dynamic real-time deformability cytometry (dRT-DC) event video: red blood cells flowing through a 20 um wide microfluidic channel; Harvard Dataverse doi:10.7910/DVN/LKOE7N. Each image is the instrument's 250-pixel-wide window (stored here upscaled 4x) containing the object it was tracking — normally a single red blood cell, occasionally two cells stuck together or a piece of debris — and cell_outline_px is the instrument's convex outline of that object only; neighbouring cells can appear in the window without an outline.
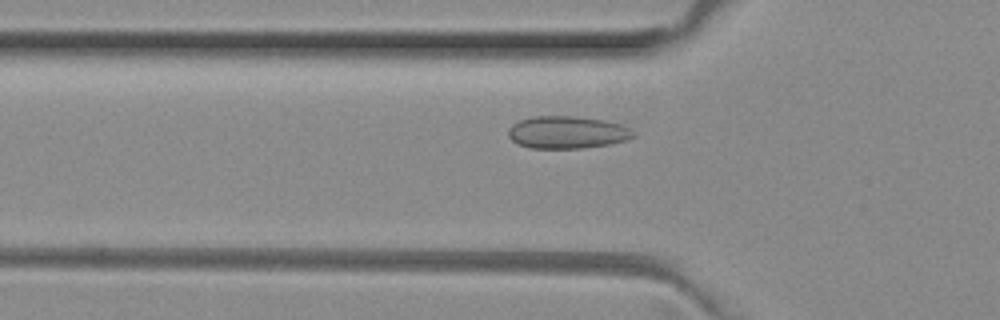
{"species": "common noctule bat (a hibernating species)", "species_latin": "Nyctalus noctula", "temperature_condition": "room temperature", "stored_images_in_passage": 44, "camera_frame_rate_fps": 3000, "um_per_image_px": 0.085, "animal": {"sex": "female", "body_mass_g": 29.2, "forearm_length_mm": 56.3}, "frame": {"image": 1, "passage_image": 15, "time_ms": 4.667, "image_size_px": [1000, 320], "cell_outline_px": [[636, 136], [628, 140], [612, 144], [580, 148], [528, 148], [516, 144], [508, 136], [508, 128], [512, 124], [520, 120], [532, 116], [576, 116], [604, 120], [620, 124], [636, 132]], "centroid_in_image_um": [48.21, 11.25], "position_along_channel_um": 77.6, "area_um2": 23.93}}
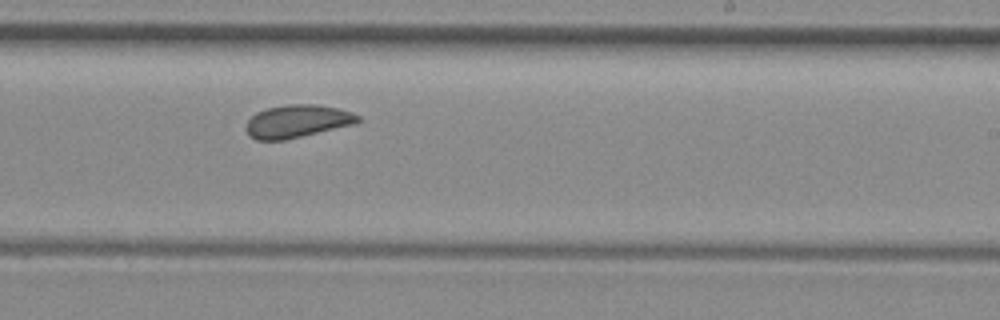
{"frame": {"image": 2, "passage_image": 29, "time_ms": 9.333, "image_size_px": [1000, 320], "cell_outline_px": [[360, 120], [356, 124], [284, 140], [256, 140], [248, 136], [244, 128], [248, 120], [256, 112], [268, 108], [288, 104], [316, 104], [340, 108], [352, 112], [360, 116]], "centroid_in_image_um": [25.26, 10.31], "position_along_channel_um": 263.7, "area_um2": 21.62}}
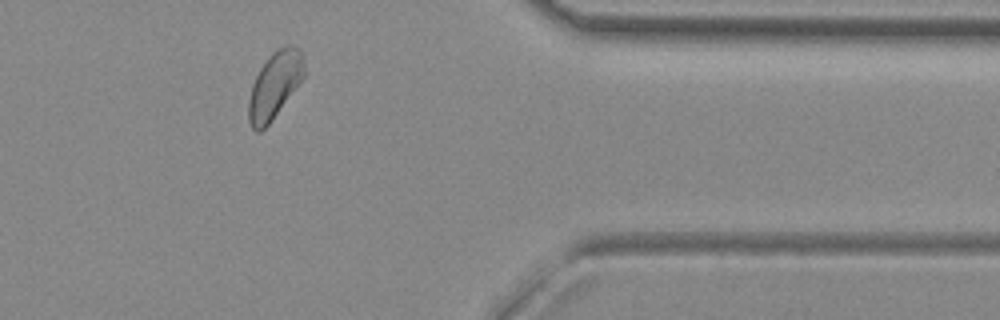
{"frame": {"image": 3, "passage_image": 40, "time_ms": 13.0, "image_size_px": [1000, 320], "cell_outline_px": [[304, 76], [272, 120], [260, 132], [256, 132], [252, 128], [248, 120], [248, 100], [252, 84], [260, 68], [268, 56], [272, 52], [288, 44], [292, 44], [300, 48], [304, 52]], "centroid_in_image_um": [23.35, 7.21], "position_along_channel_um": 388.1, "area_um2": 21.62}}